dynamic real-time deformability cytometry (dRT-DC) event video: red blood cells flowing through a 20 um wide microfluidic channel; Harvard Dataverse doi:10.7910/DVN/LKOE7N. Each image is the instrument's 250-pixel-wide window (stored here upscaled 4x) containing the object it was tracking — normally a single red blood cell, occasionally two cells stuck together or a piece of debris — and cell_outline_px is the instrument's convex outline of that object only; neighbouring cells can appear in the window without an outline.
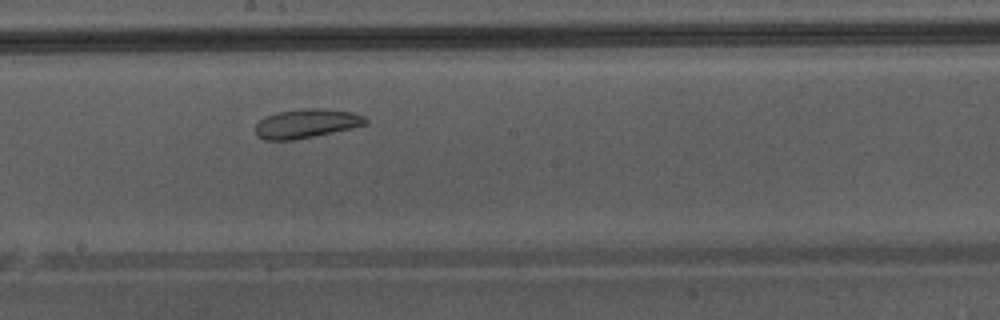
{"species": "Egyptian fruit bat (a non-hibernating species)", "species_latin": "Rousettus aegyptiacus", "temperature_condition": "warm", "stored_images_in_passage": 36, "camera_frame_rate_fps": 3000, "um_per_image_px": 0.085, "animal": {"sex": "male"}, "frame": {"image": 1, "passage_image": 16, "time_ms": 5.0, "image_size_px": [1000, 320], "cell_outline_px": [[368, 124], [352, 128], [292, 140], [264, 140], [256, 136], [256, 124], [264, 116], [276, 112], [304, 108], [320, 108], [352, 112], [364, 116], [368, 120]], "centroid_in_image_um": [26.03, 10.49], "position_along_channel_um": 222.2, "area_um2": 18.67}, "authors_computed_cell_mechanics": {"area_um2": 21.2415, "velocity_mm_per_s": 4.2989, "shape_relaxation_time_tau1_ms": null, "shape_relaxation_time_tau2_ms": 1.634, "deformation_change_tau1": null, "deformation_change_tau2": 0.0757}}